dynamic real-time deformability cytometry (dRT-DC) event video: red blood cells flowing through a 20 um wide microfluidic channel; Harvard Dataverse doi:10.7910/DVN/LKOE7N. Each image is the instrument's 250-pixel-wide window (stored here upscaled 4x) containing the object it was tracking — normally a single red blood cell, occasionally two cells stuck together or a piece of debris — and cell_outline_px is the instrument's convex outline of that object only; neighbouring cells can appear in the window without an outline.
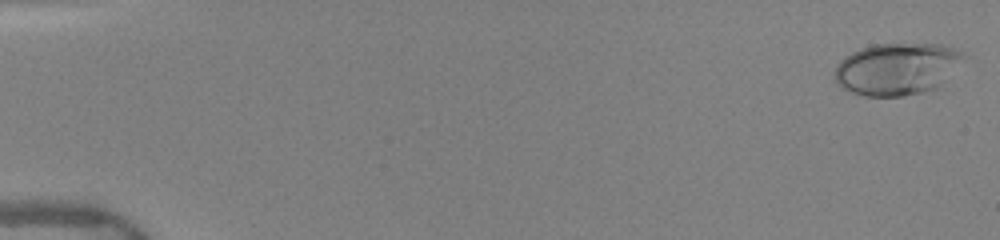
{"species": "human", "species_latin": "Homo sapiens", "temperature_condition": "warm", "stored_images_in_passage": 50, "camera_frame_rate_fps": 3000, "um_per_image_px": 0.085, "donor": {"sex": "female"}, "frame": {"image": 1, "passage_image": 1, "time_ms": 0.0, "image_size_px": [1000, 240], "cell_outline_px": [[968, 56], [936, 88], [904, 96], [864, 96], [852, 92], [836, 84], [836, 64], [844, 56], [860, 48], [872, 44], [940, 44], [964, 52]], "centroid_in_image_um": [76.23, 5.84], "position_along_channel_um": 8.8, "area_um2": 39.02}}
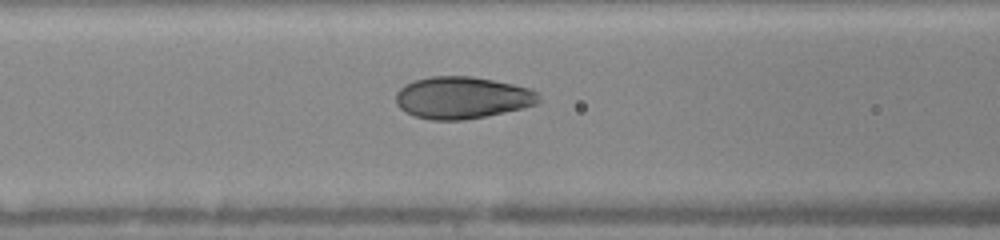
{"frame": {"image": 2, "passage_image": 22, "time_ms": 7.0, "image_size_px": [1000, 240], "cell_outline_px": [[540, 100], [536, 104], [520, 108], [484, 116], [464, 120], [432, 120], [416, 116], [400, 108], [396, 104], [396, 92], [404, 84], [416, 80], [432, 76], [472, 76], [512, 84], [528, 88], [536, 92]], "centroid_in_image_um": [39.24, 8.29], "position_along_channel_um": 127.4, "area_um2": 34.56}}
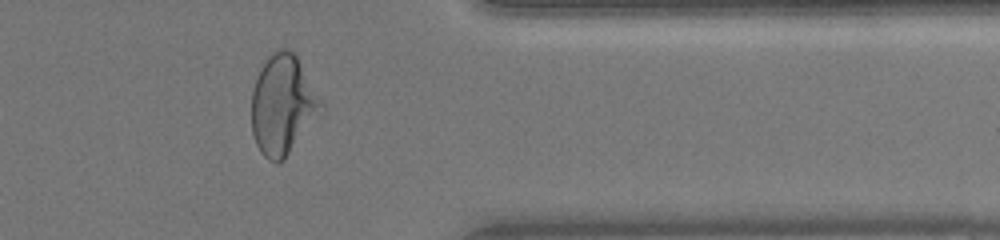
{"frame": {"image": 3, "passage_image": 42, "time_ms": 13.667, "image_size_px": [1000, 240], "cell_outline_px": [[324, 104], [284, 160], [268, 160], [260, 152], [256, 144], [252, 132], [252, 92], [256, 80], [268, 56], [276, 48], [288, 48], [296, 56]], "centroid_in_image_um": [24.0, 8.89], "position_along_channel_um": 387.4, "area_um2": 39.19}, "authors_computed_cell_mechanics": {"area_um2": 35.6048, "velocity_mm_per_s": 4.0286, "shape_relaxation_time_tau1_ms": 5.3206, "shape_relaxation_time_tau2_ms": null, "deformation_change_tau1": 0.2091, "deformation_change_tau2": null}}